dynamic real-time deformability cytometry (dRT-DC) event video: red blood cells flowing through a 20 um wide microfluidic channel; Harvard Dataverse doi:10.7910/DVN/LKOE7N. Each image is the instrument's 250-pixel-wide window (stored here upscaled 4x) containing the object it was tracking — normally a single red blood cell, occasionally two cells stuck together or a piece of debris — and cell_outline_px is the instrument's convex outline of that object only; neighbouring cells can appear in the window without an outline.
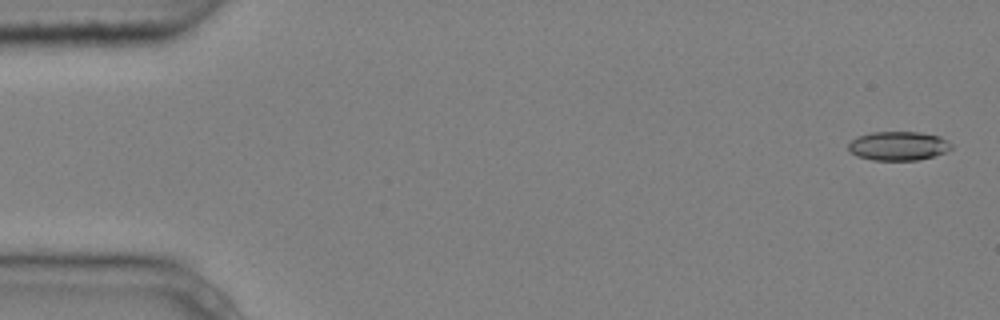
{"species": "common noctule bat (a hibernating species)", "species_latin": "Nyctalus noctula", "temperature_condition": "cold", "stored_images_in_passage": 4, "camera_frame_rate_fps": 3000, "um_per_image_px": 0.085, "animal": {"sex": "male", "body_mass_g": 20.4}, "frame": {"image": 1, "passage_image": 1, "time_ms": 0.0, "image_size_px": [1000, 320], "cell_outline_px": [[952, 148], [948, 152], [916, 160], [872, 160], [856, 156], [848, 148], [848, 144], [852, 140], [860, 136], [872, 132], [920, 132], [940, 136], [952, 144]], "centroid_in_image_um": [76.38, 12.4], "position_along_channel_um": 8.6, "area_um2": 17.34}}
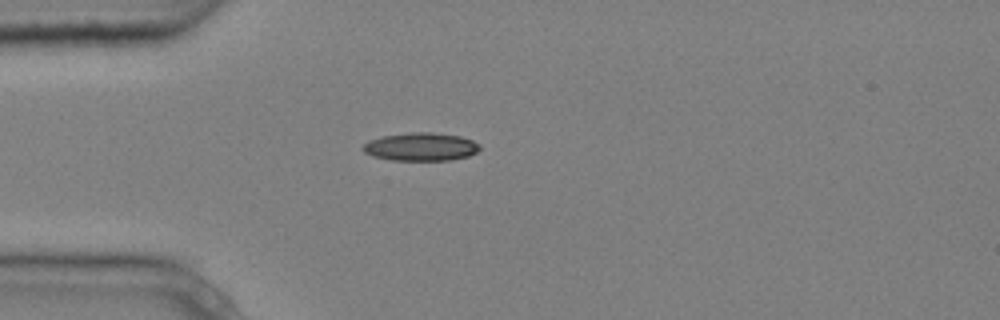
{"frame": {"image": 2, "passage_image": 4, "time_ms": 1.0, "image_size_px": [1000, 320], "cell_outline_px": [[480, 148], [476, 152], [468, 156], [452, 160], [392, 160], [372, 156], [364, 152], [360, 148], [368, 140], [384, 136], [412, 132], [432, 132], [460, 136], [472, 140], [480, 144]], "centroid_in_image_um": [35.76, 12.48], "position_along_channel_um": 49.2, "area_um2": 19.19}}